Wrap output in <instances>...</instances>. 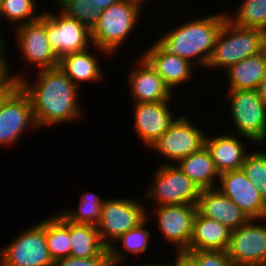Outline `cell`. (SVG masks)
<instances>
[{"label":"cell","instance_id":"obj_19","mask_svg":"<svg viewBox=\"0 0 266 266\" xmlns=\"http://www.w3.org/2000/svg\"><path fill=\"white\" fill-rule=\"evenodd\" d=\"M142 56L160 75L164 83L173 92L175 87L187 83L195 67L189 61L165 50L157 41Z\"/></svg>","mask_w":266,"mask_h":266},{"label":"cell","instance_id":"obj_29","mask_svg":"<svg viewBox=\"0 0 266 266\" xmlns=\"http://www.w3.org/2000/svg\"><path fill=\"white\" fill-rule=\"evenodd\" d=\"M102 197L93 192L82 193L79 208L58 212L65 220L76 224L97 225L101 218Z\"/></svg>","mask_w":266,"mask_h":266},{"label":"cell","instance_id":"obj_26","mask_svg":"<svg viewBox=\"0 0 266 266\" xmlns=\"http://www.w3.org/2000/svg\"><path fill=\"white\" fill-rule=\"evenodd\" d=\"M149 222L150 220L146 218L136 228L126 232L111 244L108 251L112 266L123 264L125 259H128L126 258L128 256L127 251L134 254V256L140 253L143 254L147 251L149 238L151 236V232L146 227ZM118 242L121 243L116 244ZM118 245H122L121 247L126 253H123Z\"/></svg>","mask_w":266,"mask_h":266},{"label":"cell","instance_id":"obj_18","mask_svg":"<svg viewBox=\"0 0 266 266\" xmlns=\"http://www.w3.org/2000/svg\"><path fill=\"white\" fill-rule=\"evenodd\" d=\"M197 212L235 230L250 218L218 188L202 189L197 201Z\"/></svg>","mask_w":266,"mask_h":266},{"label":"cell","instance_id":"obj_4","mask_svg":"<svg viewBox=\"0 0 266 266\" xmlns=\"http://www.w3.org/2000/svg\"><path fill=\"white\" fill-rule=\"evenodd\" d=\"M262 30L244 28L228 19L216 39L206 68L228 69L230 66L261 53Z\"/></svg>","mask_w":266,"mask_h":266},{"label":"cell","instance_id":"obj_10","mask_svg":"<svg viewBox=\"0 0 266 266\" xmlns=\"http://www.w3.org/2000/svg\"><path fill=\"white\" fill-rule=\"evenodd\" d=\"M261 222L250 219L231 231L226 254L236 266H266V224Z\"/></svg>","mask_w":266,"mask_h":266},{"label":"cell","instance_id":"obj_25","mask_svg":"<svg viewBox=\"0 0 266 266\" xmlns=\"http://www.w3.org/2000/svg\"><path fill=\"white\" fill-rule=\"evenodd\" d=\"M70 243L72 257L109 256L108 248L101 241L95 225L70 222Z\"/></svg>","mask_w":266,"mask_h":266},{"label":"cell","instance_id":"obj_6","mask_svg":"<svg viewBox=\"0 0 266 266\" xmlns=\"http://www.w3.org/2000/svg\"><path fill=\"white\" fill-rule=\"evenodd\" d=\"M227 94L234 129L258 146L266 135V104L257 90H228Z\"/></svg>","mask_w":266,"mask_h":266},{"label":"cell","instance_id":"obj_42","mask_svg":"<svg viewBox=\"0 0 266 266\" xmlns=\"http://www.w3.org/2000/svg\"><path fill=\"white\" fill-rule=\"evenodd\" d=\"M137 266H177V262L175 261L174 264H171V265H169V264L166 265V264H164V263H163V264H157V263H156V264H152V263H150V264H149V263L146 264V263H145V264H140V265H137Z\"/></svg>","mask_w":266,"mask_h":266},{"label":"cell","instance_id":"obj_36","mask_svg":"<svg viewBox=\"0 0 266 266\" xmlns=\"http://www.w3.org/2000/svg\"><path fill=\"white\" fill-rule=\"evenodd\" d=\"M7 60V64H0V91L11 81L9 77L10 70V62Z\"/></svg>","mask_w":266,"mask_h":266},{"label":"cell","instance_id":"obj_11","mask_svg":"<svg viewBox=\"0 0 266 266\" xmlns=\"http://www.w3.org/2000/svg\"><path fill=\"white\" fill-rule=\"evenodd\" d=\"M19 52L29 66L38 70L59 66V59L50 47L47 38V11H43L39 20L16 27L14 30Z\"/></svg>","mask_w":266,"mask_h":266},{"label":"cell","instance_id":"obj_32","mask_svg":"<svg viewBox=\"0 0 266 266\" xmlns=\"http://www.w3.org/2000/svg\"><path fill=\"white\" fill-rule=\"evenodd\" d=\"M240 169L266 201V151L249 153Z\"/></svg>","mask_w":266,"mask_h":266},{"label":"cell","instance_id":"obj_40","mask_svg":"<svg viewBox=\"0 0 266 266\" xmlns=\"http://www.w3.org/2000/svg\"><path fill=\"white\" fill-rule=\"evenodd\" d=\"M4 38L1 36V34H0V64H7V59H6V55L7 54H5V47H7L6 46V42L3 40Z\"/></svg>","mask_w":266,"mask_h":266},{"label":"cell","instance_id":"obj_8","mask_svg":"<svg viewBox=\"0 0 266 266\" xmlns=\"http://www.w3.org/2000/svg\"><path fill=\"white\" fill-rule=\"evenodd\" d=\"M0 249V266H52L45 239V220L19 232Z\"/></svg>","mask_w":266,"mask_h":266},{"label":"cell","instance_id":"obj_35","mask_svg":"<svg viewBox=\"0 0 266 266\" xmlns=\"http://www.w3.org/2000/svg\"><path fill=\"white\" fill-rule=\"evenodd\" d=\"M19 87L18 82L11 80L1 91H0V112L2 109L3 102Z\"/></svg>","mask_w":266,"mask_h":266},{"label":"cell","instance_id":"obj_15","mask_svg":"<svg viewBox=\"0 0 266 266\" xmlns=\"http://www.w3.org/2000/svg\"><path fill=\"white\" fill-rule=\"evenodd\" d=\"M250 219L266 221V201L241 169L220 174L217 187Z\"/></svg>","mask_w":266,"mask_h":266},{"label":"cell","instance_id":"obj_34","mask_svg":"<svg viewBox=\"0 0 266 266\" xmlns=\"http://www.w3.org/2000/svg\"><path fill=\"white\" fill-rule=\"evenodd\" d=\"M52 266H112L110 256H94L89 258L66 257L57 259Z\"/></svg>","mask_w":266,"mask_h":266},{"label":"cell","instance_id":"obj_1","mask_svg":"<svg viewBox=\"0 0 266 266\" xmlns=\"http://www.w3.org/2000/svg\"><path fill=\"white\" fill-rule=\"evenodd\" d=\"M35 83L20 73H9L11 80L18 82L28 95L37 128L48 127L74 119L84 114L78 102L77 87L59 67L39 70Z\"/></svg>","mask_w":266,"mask_h":266},{"label":"cell","instance_id":"obj_12","mask_svg":"<svg viewBox=\"0 0 266 266\" xmlns=\"http://www.w3.org/2000/svg\"><path fill=\"white\" fill-rule=\"evenodd\" d=\"M147 211V218L155 216L162 237L176 247V253L188 251L193 222L197 213L196 204H173L155 207L153 213ZM152 214H155L152 216Z\"/></svg>","mask_w":266,"mask_h":266},{"label":"cell","instance_id":"obj_30","mask_svg":"<svg viewBox=\"0 0 266 266\" xmlns=\"http://www.w3.org/2000/svg\"><path fill=\"white\" fill-rule=\"evenodd\" d=\"M36 3V0H1L0 17L3 20L5 18V22L9 20V24L13 23L14 28L35 22L40 19L42 14V11L35 12L37 10Z\"/></svg>","mask_w":266,"mask_h":266},{"label":"cell","instance_id":"obj_41","mask_svg":"<svg viewBox=\"0 0 266 266\" xmlns=\"http://www.w3.org/2000/svg\"><path fill=\"white\" fill-rule=\"evenodd\" d=\"M261 54L266 59V29L262 30Z\"/></svg>","mask_w":266,"mask_h":266},{"label":"cell","instance_id":"obj_14","mask_svg":"<svg viewBox=\"0 0 266 266\" xmlns=\"http://www.w3.org/2000/svg\"><path fill=\"white\" fill-rule=\"evenodd\" d=\"M27 128H37L28 95L19 86L4 102L0 112V145H14Z\"/></svg>","mask_w":266,"mask_h":266},{"label":"cell","instance_id":"obj_28","mask_svg":"<svg viewBox=\"0 0 266 266\" xmlns=\"http://www.w3.org/2000/svg\"><path fill=\"white\" fill-rule=\"evenodd\" d=\"M226 15L237 26L265 30L266 0H243L238 9Z\"/></svg>","mask_w":266,"mask_h":266},{"label":"cell","instance_id":"obj_2","mask_svg":"<svg viewBox=\"0 0 266 266\" xmlns=\"http://www.w3.org/2000/svg\"><path fill=\"white\" fill-rule=\"evenodd\" d=\"M224 12L191 19L167 31L157 42L168 52L189 61L195 67L201 65L206 68L217 36L227 19Z\"/></svg>","mask_w":266,"mask_h":266},{"label":"cell","instance_id":"obj_38","mask_svg":"<svg viewBox=\"0 0 266 266\" xmlns=\"http://www.w3.org/2000/svg\"><path fill=\"white\" fill-rule=\"evenodd\" d=\"M120 0H92L93 9H97L99 12H102L104 9H107L112 4L118 2Z\"/></svg>","mask_w":266,"mask_h":266},{"label":"cell","instance_id":"obj_43","mask_svg":"<svg viewBox=\"0 0 266 266\" xmlns=\"http://www.w3.org/2000/svg\"><path fill=\"white\" fill-rule=\"evenodd\" d=\"M265 141H266V135L264 136L263 140L259 143V146H260V145H261V146L264 145L263 142L266 143Z\"/></svg>","mask_w":266,"mask_h":266},{"label":"cell","instance_id":"obj_31","mask_svg":"<svg viewBox=\"0 0 266 266\" xmlns=\"http://www.w3.org/2000/svg\"><path fill=\"white\" fill-rule=\"evenodd\" d=\"M59 11L65 16L76 19L90 31L100 20L101 12L93 9L92 0H55Z\"/></svg>","mask_w":266,"mask_h":266},{"label":"cell","instance_id":"obj_13","mask_svg":"<svg viewBox=\"0 0 266 266\" xmlns=\"http://www.w3.org/2000/svg\"><path fill=\"white\" fill-rule=\"evenodd\" d=\"M57 13L47 10V38L58 59L93 46L91 31L87 27L60 11Z\"/></svg>","mask_w":266,"mask_h":266},{"label":"cell","instance_id":"obj_27","mask_svg":"<svg viewBox=\"0 0 266 266\" xmlns=\"http://www.w3.org/2000/svg\"><path fill=\"white\" fill-rule=\"evenodd\" d=\"M45 219V239L53 261L70 256V221L58 212Z\"/></svg>","mask_w":266,"mask_h":266},{"label":"cell","instance_id":"obj_20","mask_svg":"<svg viewBox=\"0 0 266 266\" xmlns=\"http://www.w3.org/2000/svg\"><path fill=\"white\" fill-rule=\"evenodd\" d=\"M243 143L239 134L232 135L229 132L211 138L206 134L204 139V145L209 150L219 174L242 167L248 155L247 147Z\"/></svg>","mask_w":266,"mask_h":266},{"label":"cell","instance_id":"obj_44","mask_svg":"<svg viewBox=\"0 0 266 266\" xmlns=\"http://www.w3.org/2000/svg\"><path fill=\"white\" fill-rule=\"evenodd\" d=\"M136 1H138V2H140L141 4H144V2H148V0H136Z\"/></svg>","mask_w":266,"mask_h":266},{"label":"cell","instance_id":"obj_21","mask_svg":"<svg viewBox=\"0 0 266 266\" xmlns=\"http://www.w3.org/2000/svg\"><path fill=\"white\" fill-rule=\"evenodd\" d=\"M231 231L220 222L202 216L197 212L188 250L226 252Z\"/></svg>","mask_w":266,"mask_h":266},{"label":"cell","instance_id":"obj_37","mask_svg":"<svg viewBox=\"0 0 266 266\" xmlns=\"http://www.w3.org/2000/svg\"><path fill=\"white\" fill-rule=\"evenodd\" d=\"M174 261L177 262V266H198L197 263L185 252L177 253Z\"/></svg>","mask_w":266,"mask_h":266},{"label":"cell","instance_id":"obj_3","mask_svg":"<svg viewBox=\"0 0 266 266\" xmlns=\"http://www.w3.org/2000/svg\"><path fill=\"white\" fill-rule=\"evenodd\" d=\"M142 5L136 0H120L101 12L100 20L91 30L92 44L98 53L116 54L140 22Z\"/></svg>","mask_w":266,"mask_h":266},{"label":"cell","instance_id":"obj_22","mask_svg":"<svg viewBox=\"0 0 266 266\" xmlns=\"http://www.w3.org/2000/svg\"><path fill=\"white\" fill-rule=\"evenodd\" d=\"M90 52V53H89ZM95 52L89 49L70 53L59 59V67L80 88L82 82L96 83L105 77Z\"/></svg>","mask_w":266,"mask_h":266},{"label":"cell","instance_id":"obj_7","mask_svg":"<svg viewBox=\"0 0 266 266\" xmlns=\"http://www.w3.org/2000/svg\"><path fill=\"white\" fill-rule=\"evenodd\" d=\"M148 210L132 198L104 199L96 225L103 244L109 248L120 236L136 228L147 218Z\"/></svg>","mask_w":266,"mask_h":266},{"label":"cell","instance_id":"obj_24","mask_svg":"<svg viewBox=\"0 0 266 266\" xmlns=\"http://www.w3.org/2000/svg\"><path fill=\"white\" fill-rule=\"evenodd\" d=\"M228 90H257L266 75V59L260 53L245 58L225 71Z\"/></svg>","mask_w":266,"mask_h":266},{"label":"cell","instance_id":"obj_9","mask_svg":"<svg viewBox=\"0 0 266 266\" xmlns=\"http://www.w3.org/2000/svg\"><path fill=\"white\" fill-rule=\"evenodd\" d=\"M195 125L196 123L193 124L190 119L179 115L170 128L149 148L166 158V162L164 161L162 164H175L204 146L206 134Z\"/></svg>","mask_w":266,"mask_h":266},{"label":"cell","instance_id":"obj_16","mask_svg":"<svg viewBox=\"0 0 266 266\" xmlns=\"http://www.w3.org/2000/svg\"><path fill=\"white\" fill-rule=\"evenodd\" d=\"M171 101L134 103V129L145 147H150L175 121Z\"/></svg>","mask_w":266,"mask_h":266},{"label":"cell","instance_id":"obj_17","mask_svg":"<svg viewBox=\"0 0 266 266\" xmlns=\"http://www.w3.org/2000/svg\"><path fill=\"white\" fill-rule=\"evenodd\" d=\"M139 59L137 67L128 76L133 103L172 101L173 92L160 75L142 55Z\"/></svg>","mask_w":266,"mask_h":266},{"label":"cell","instance_id":"obj_33","mask_svg":"<svg viewBox=\"0 0 266 266\" xmlns=\"http://www.w3.org/2000/svg\"><path fill=\"white\" fill-rule=\"evenodd\" d=\"M186 253L198 266H236L225 251L188 250Z\"/></svg>","mask_w":266,"mask_h":266},{"label":"cell","instance_id":"obj_39","mask_svg":"<svg viewBox=\"0 0 266 266\" xmlns=\"http://www.w3.org/2000/svg\"><path fill=\"white\" fill-rule=\"evenodd\" d=\"M257 92H258L259 97L266 104V75L264 76V78L260 82V84H259V86L257 88Z\"/></svg>","mask_w":266,"mask_h":266},{"label":"cell","instance_id":"obj_5","mask_svg":"<svg viewBox=\"0 0 266 266\" xmlns=\"http://www.w3.org/2000/svg\"><path fill=\"white\" fill-rule=\"evenodd\" d=\"M154 183L144 197L155 207L173 204H197L200 188L176 165L159 164Z\"/></svg>","mask_w":266,"mask_h":266},{"label":"cell","instance_id":"obj_23","mask_svg":"<svg viewBox=\"0 0 266 266\" xmlns=\"http://www.w3.org/2000/svg\"><path fill=\"white\" fill-rule=\"evenodd\" d=\"M176 165L200 188V190L217 187L220 174L205 145L198 151L180 159Z\"/></svg>","mask_w":266,"mask_h":266}]
</instances>
